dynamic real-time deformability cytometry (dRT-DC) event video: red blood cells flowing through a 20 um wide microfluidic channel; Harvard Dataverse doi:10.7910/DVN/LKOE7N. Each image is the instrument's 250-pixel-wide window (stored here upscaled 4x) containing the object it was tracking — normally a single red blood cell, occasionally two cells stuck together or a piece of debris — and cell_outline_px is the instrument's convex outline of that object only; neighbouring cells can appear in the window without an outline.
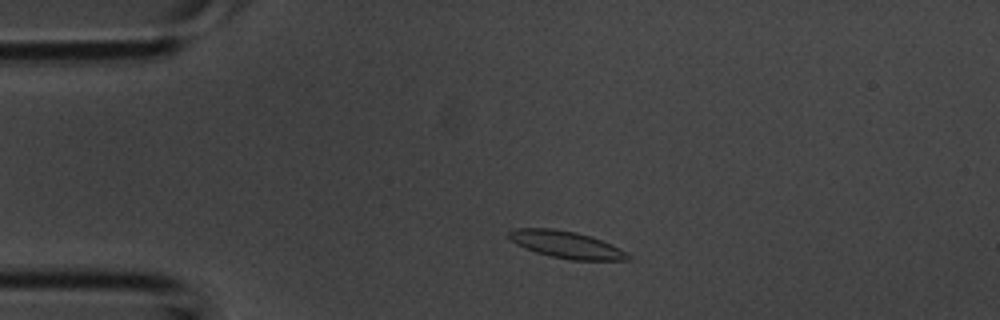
{"species": "common noctule bat (a hibernating species)", "species_latin": "Nyctalus noctula", "temperature_condition": "room temperature", "stored_images_in_passage": 38, "camera_frame_rate_fps": 3000, "um_per_image_px": 0.085, "animal": {"sex": "male", "body_mass_g": 20.1, "forearm_length_mm": 53.5}, "frame": {"image": 1, "passage_image": 5, "time_ms": 1.333, "image_size_px": [1000, 320], "cell_outline_px": [[632, 260], [572, 260], [552, 256], [536, 252], [524, 248], [516, 244], [508, 236], [508, 232], [512, 228], [552, 228], [576, 232], [592, 236], [620, 248], [632, 256]], "centroid_in_image_um": [48.15, 20.79], "position_along_channel_um": 36.8, "area_um2": 18.84}}
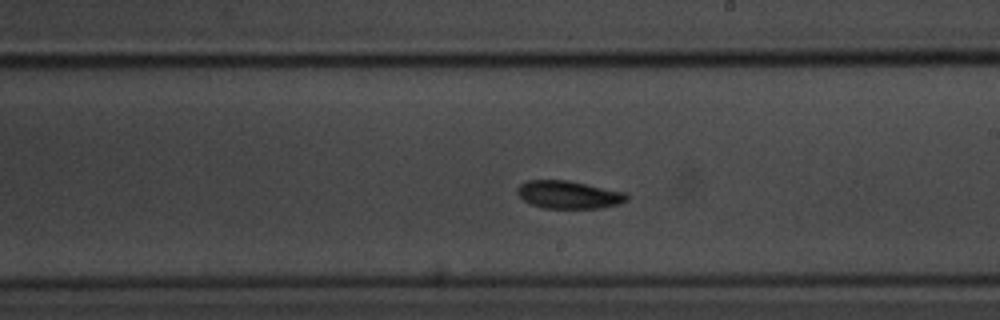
{"frame": {"image": 2, "passage_image": 20, "time_ms": 6.333, "image_size_px": [1000, 320], "cell_outline_px": [[628, 200], [620, 204], [600, 208], [540, 208], [528, 204], [516, 192], [516, 188], [520, 184], [528, 180], [568, 180], [624, 192], [628, 196]], "centroid_in_image_um": [48.3, 16.55], "position_along_channel_um": 240.7, "area_um2": 17.86}}
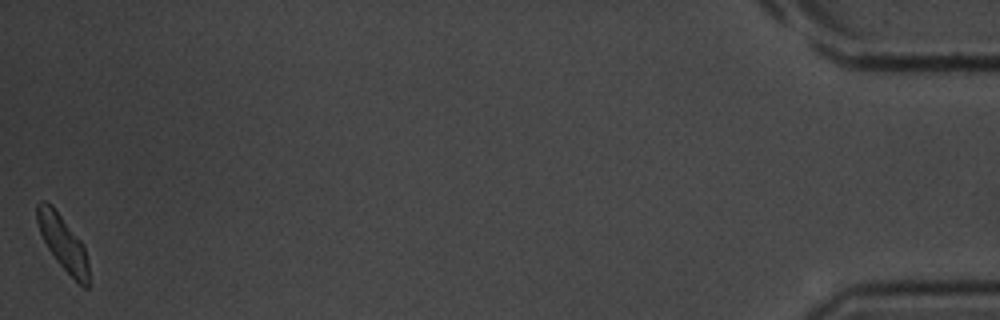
{"frame": {"image": 3, "passage_image": 38, "time_ms": 12.333, "image_size_px": [1000, 320], "cell_outline_px": [[88, 288], [84, 288], [56, 260], [48, 248], [40, 232], [36, 220], [36, 204], [40, 200], [44, 200], [52, 204], [84, 244], [88, 264]], "centroid_in_image_um": [5.33, 20.57], "position_along_channel_um": 429.9, "area_um2": 16.42}}